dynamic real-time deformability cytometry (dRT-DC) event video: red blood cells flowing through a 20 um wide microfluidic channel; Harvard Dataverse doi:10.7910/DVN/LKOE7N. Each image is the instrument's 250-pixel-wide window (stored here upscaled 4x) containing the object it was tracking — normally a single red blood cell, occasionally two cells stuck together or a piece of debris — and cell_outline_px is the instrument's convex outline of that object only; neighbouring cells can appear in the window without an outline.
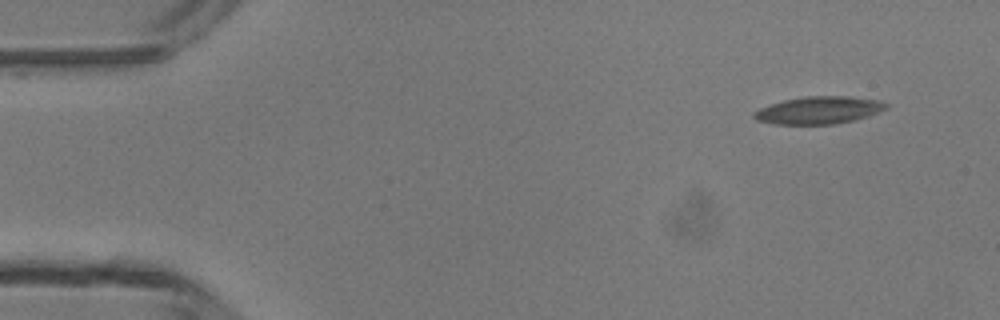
{"species": "common noctule bat (a hibernating species)", "species_latin": "Nyctalus noctula", "temperature_condition": "room temperature", "stored_images_in_passage": 7, "camera_frame_rate_fps": 3000, "um_per_image_px": 0.085, "animal": {"sex": "male", "body_mass_g": 13.3}, "frame": {"image": 1, "passage_image": 1, "time_ms": 0.0, "image_size_px": [1000, 320], "cell_outline_px": [[888, 108], [868, 116], [852, 120], [832, 124], [776, 124], [756, 120], [752, 116], [752, 112], [760, 108], [784, 100], [808, 96], [848, 96], [880, 100], [888, 104]], "centroid_in_image_um": [69.6, 9.36], "position_along_channel_um": 15.4, "area_um2": 20.98}}
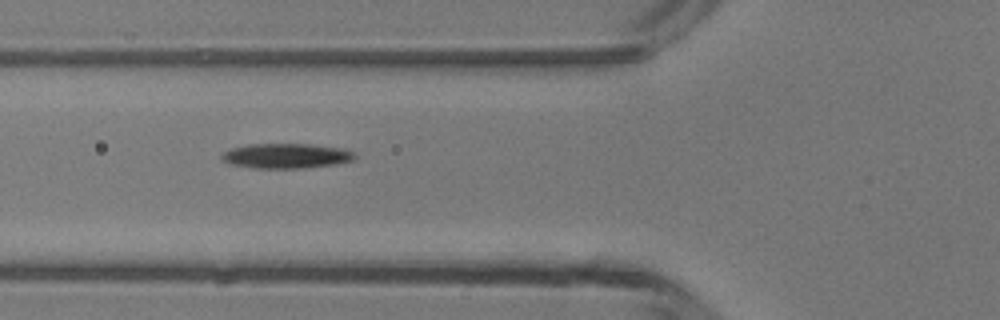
{"frame": {"image": 2, "passage_image": 5, "time_ms": 4.667, "image_size_px": [1000, 320], "cell_outline_px": [[356, 156], [352, 160], [336, 164], [304, 168], [252, 168], [228, 164], [220, 160], [220, 156], [224, 152], [232, 148], [248, 144], [308, 144], [344, 148], [352, 152]], "centroid_in_image_um": [24.28, 13.25], "position_along_channel_um": 101.5, "area_um2": 19.42}}
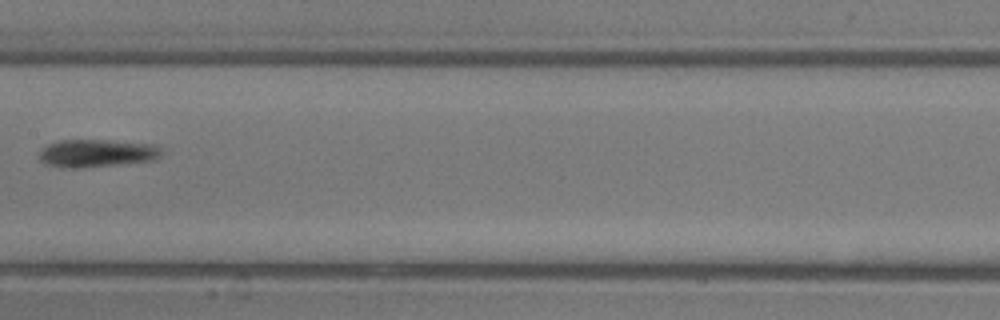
{"frame": {"image": 3, "passage_image": 7, "time_ms": 7.0, "image_size_px": [1000, 320], "cell_outline_px": [[160, 156], [152, 160], [80, 168], [64, 168], [48, 164], [40, 160], [40, 152], [48, 144], [60, 140], [108, 140], [160, 144]], "centroid_in_image_um": [8.25, 13.01], "position_along_channel_um": 199.2, "area_um2": 19.65}}